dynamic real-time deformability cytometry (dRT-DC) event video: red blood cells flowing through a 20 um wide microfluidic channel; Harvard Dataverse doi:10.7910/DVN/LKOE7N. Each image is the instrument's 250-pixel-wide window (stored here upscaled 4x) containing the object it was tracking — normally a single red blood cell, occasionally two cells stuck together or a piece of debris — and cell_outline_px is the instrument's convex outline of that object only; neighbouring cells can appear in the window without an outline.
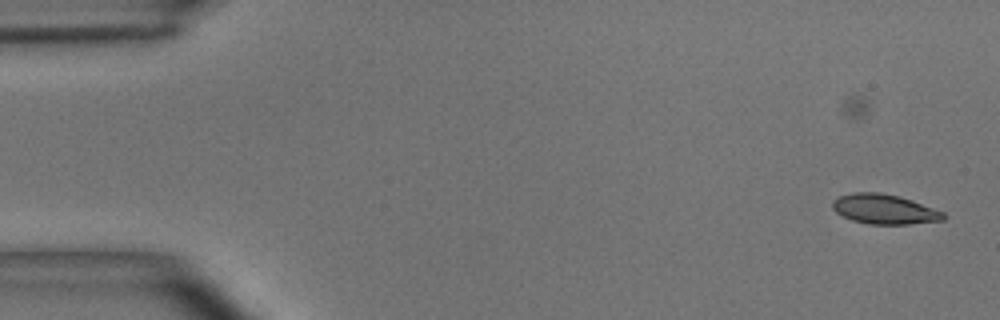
{"species": "common noctule bat (a hibernating species)", "species_latin": "Nyctalus noctula", "temperature_condition": "room temperature", "stored_images_in_passage": 53, "camera_frame_rate_fps": 3000, "um_per_image_px": 0.085, "animal": {"sex": "male", "body_mass_g": 15.6}, "frame": {"image": 1, "passage_image": 1, "time_ms": 0.0, "image_size_px": [1000, 320], "cell_outline_px": [[948, 216], [944, 220], [908, 224], [868, 224], [852, 220], [836, 212], [832, 208], [832, 200], [840, 196], [852, 192], [880, 192], [900, 196], [912, 200], [944, 212]], "centroid_in_image_um": [75.18, 17.77], "position_along_channel_um": 9.8, "area_um2": 19.36}}
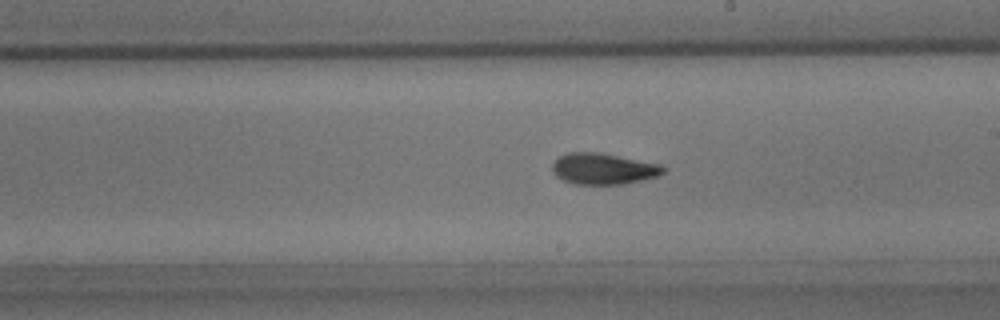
{"frame": {"image": 2, "passage_image": 30, "time_ms": 9.667, "image_size_px": [1000, 320], "cell_outline_px": [[664, 172], [656, 176], [640, 180], [620, 184], [576, 184], [564, 180], [556, 176], [552, 172], [552, 164], [560, 156], [568, 152], [600, 152], [660, 164], [664, 168]], "centroid_in_image_um": [51.25, 14.33], "position_along_channel_um": 237.8, "area_um2": 19.94}}
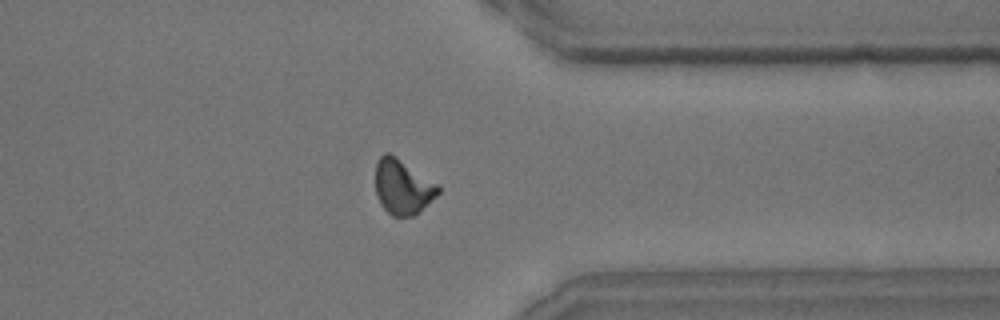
{"frame": {"image": 3, "passage_image": 42, "time_ms": 13.667, "image_size_px": [1000, 320], "cell_outline_px": [[440, 192], [420, 212], [412, 216], [392, 216], [380, 204], [376, 196], [376, 160], [384, 152], [388, 152], [396, 156], [436, 184], [440, 188]], "centroid_in_image_um": [34.2, 15.89], "position_along_channel_um": 377.2, "area_um2": 19.94}}